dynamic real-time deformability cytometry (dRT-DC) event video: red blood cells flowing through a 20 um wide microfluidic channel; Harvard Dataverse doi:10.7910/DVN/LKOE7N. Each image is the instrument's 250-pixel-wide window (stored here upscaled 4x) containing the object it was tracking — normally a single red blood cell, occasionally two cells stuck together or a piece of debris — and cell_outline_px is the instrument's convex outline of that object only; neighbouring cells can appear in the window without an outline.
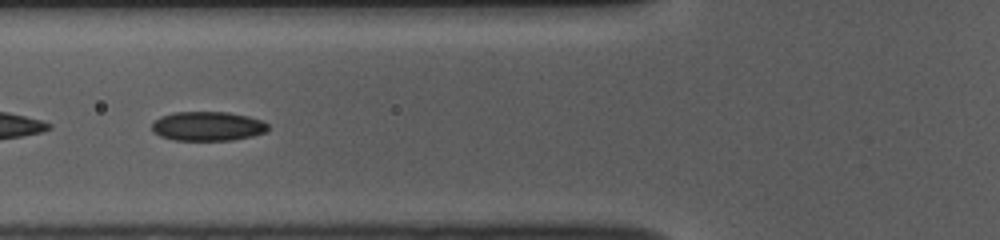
{"species": "common noctule bat (a hibernating species)", "species_latin": "Nyctalus noctula", "temperature_condition": "room temperature", "stored_images_in_passage": 38, "camera_frame_rate_fps": 3000, "um_per_image_px": 0.085, "animal": {"sex": "female", "body_mass_g": 10.0, "forearm_length_mm": 53.1}, "frame": {"image": 1, "passage_image": 6, "time_ms": 1.667, "image_size_px": [1000, 240], "cell_outline_px": [[268, 128], [264, 132], [252, 136], [232, 140], [176, 140], [160, 136], [152, 132], [152, 124], [160, 116], [172, 112], [228, 112], [248, 116], [260, 120], [268, 124]], "centroid_in_image_um": [17.62, 10.72], "position_along_channel_um": 108.2, "area_um2": 19.77}}
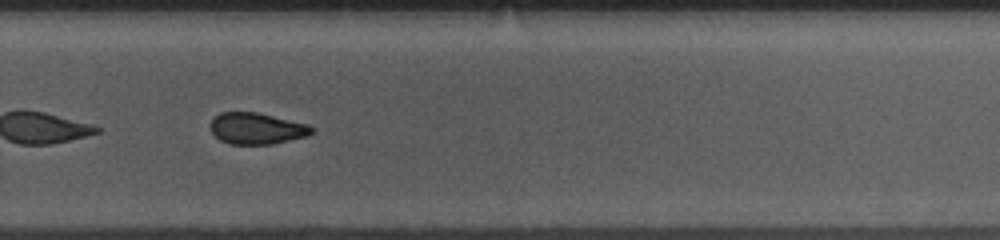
{"frame": {"image": 2, "passage_image": 22, "time_ms": 7.0, "image_size_px": [1000, 240], "cell_outline_px": [[316, 128], [308, 136], [272, 144], [228, 144], [220, 140], [212, 132], [212, 120], [220, 112], [256, 112], [308, 124]], "centroid_in_image_um": [21.85, 10.92], "position_along_channel_um": 307.9, "area_um2": 18.44}, "authors_computed_cell_mechanics": {"area_um2": 19.3052, "velocity_mm_per_s": 3.75, "shape_relaxation_time_tau1_ms": 4.7159, "shape_relaxation_time_tau2_ms": 3.7817, "deformation_change_tau1": 0.0876, "deformation_change_tau2": 0.1093}}